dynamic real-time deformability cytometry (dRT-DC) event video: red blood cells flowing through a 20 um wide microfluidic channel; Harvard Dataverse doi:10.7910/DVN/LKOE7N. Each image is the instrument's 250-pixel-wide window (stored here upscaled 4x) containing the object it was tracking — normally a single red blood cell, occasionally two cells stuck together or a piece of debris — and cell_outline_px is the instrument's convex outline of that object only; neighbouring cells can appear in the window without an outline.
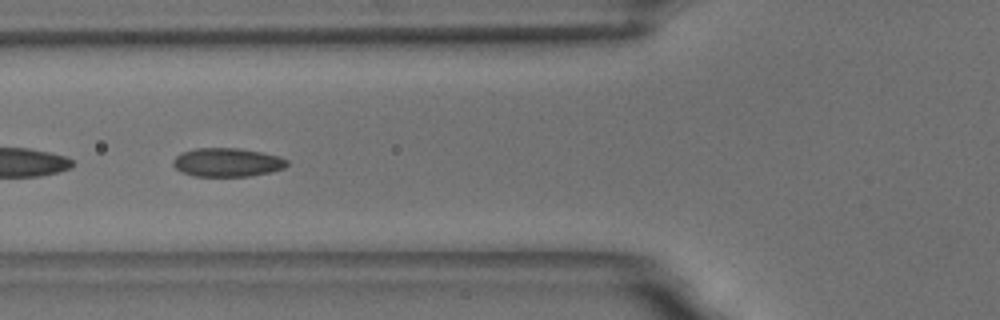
{"species": "common noctule bat (a hibernating species)", "species_latin": "Nyctalus noctula", "temperature_condition": "room temperature", "stored_images_in_passage": 56, "segment_of_instrument_passage": [2, 2], "camera_frame_rate_fps": 3000, "um_per_image_px": 0.085, "animal": {"sex": "male", "body_mass_g": 18.8}, "frame": {"image": 1, "passage_image": 21, "time_ms": 6.667, "image_size_px": [1000, 320], "cell_outline_px": [[288, 164], [284, 168], [272, 172], [248, 176], [196, 176], [184, 172], [176, 168], [172, 164], [172, 160], [176, 156], [184, 152], [196, 148], [240, 148], [280, 156], [288, 160]], "centroid_in_image_um": [19.35, 13.8], "position_along_channel_um": 106.5, "area_um2": 18.96}}
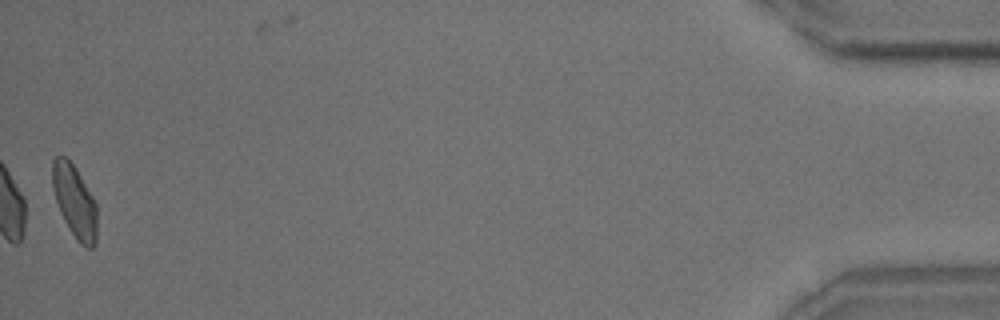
{"frame": {"image": 2, "passage_image": 55, "time_ms": 18.0, "image_size_px": [1000, 320], "cell_outline_px": [[96, 244], [92, 248], [84, 248], [76, 240], [64, 220], [60, 212], [56, 200], [52, 184], [52, 160], [56, 156], [64, 156], [72, 164], [96, 200]], "centroid_in_image_um": [6.35, 17.15], "position_along_channel_um": 428.8, "area_um2": 18.84}}